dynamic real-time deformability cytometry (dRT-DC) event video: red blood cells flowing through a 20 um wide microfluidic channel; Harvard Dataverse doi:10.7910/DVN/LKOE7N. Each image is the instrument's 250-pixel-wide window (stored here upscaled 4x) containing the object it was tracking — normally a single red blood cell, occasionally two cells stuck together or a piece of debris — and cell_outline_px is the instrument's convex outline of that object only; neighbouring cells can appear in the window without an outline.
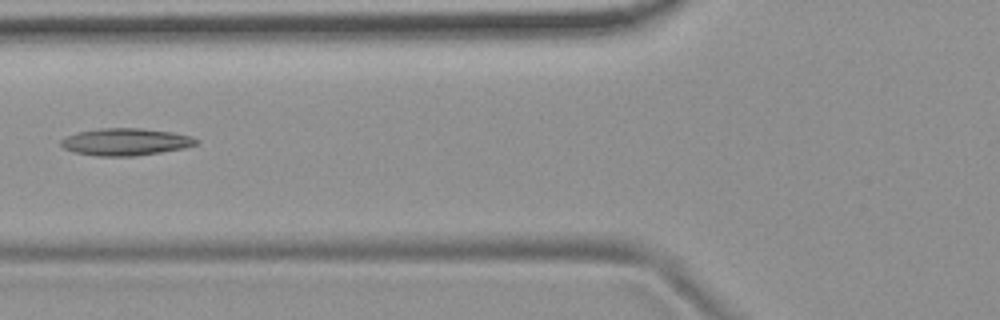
{"species": "common noctule bat (a hibernating species)", "species_latin": "Nyctalus noctula", "temperature_condition": "room temperature", "stored_images_in_passage": 6, "camera_frame_rate_fps": 3000, "um_per_image_px": 0.085, "animal": {"sex": "female", "body_mass_g": 19.9}, "frame": {"image": 1, "passage_image": 6, "time_ms": 6.667, "image_size_px": [1000, 320], "cell_outline_px": [[200, 144], [184, 148], [136, 156], [100, 156], [76, 152], [64, 148], [60, 144], [60, 140], [76, 132], [100, 128], [140, 128], [172, 132], [192, 136], [200, 140]], "centroid_in_image_um": [10.72, 12.05], "position_along_channel_um": 115.1, "area_um2": 21.44}}